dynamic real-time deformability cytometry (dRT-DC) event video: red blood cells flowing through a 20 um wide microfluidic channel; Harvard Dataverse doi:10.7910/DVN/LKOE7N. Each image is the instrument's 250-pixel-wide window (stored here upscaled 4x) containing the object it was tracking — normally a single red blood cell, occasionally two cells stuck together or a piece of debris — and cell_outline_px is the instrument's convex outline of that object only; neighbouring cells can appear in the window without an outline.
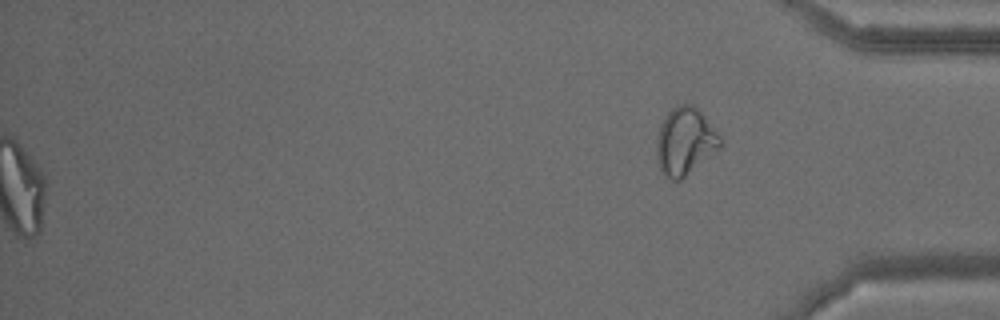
{"species": "common noctule bat (a hibernating species)", "species_latin": "Nyctalus noctula", "temperature_condition": "warm", "stored_images_in_passage": 66, "segment_of_instrument_passage": [2, 2], "camera_frame_rate_fps": 3000, "um_per_image_px": 0.085, "animal": {"sex": "male", "body_mass_g": 15.6}, "frame": {"image": 1, "passage_image": 66, "time_ms": 21.667, "image_size_px": [1000, 320], "cell_outline_px": [[724, 144], [716, 152], [680, 180], [672, 180], [660, 168], [656, 160], [656, 136], [660, 124], [668, 112], [676, 104], [692, 104], [704, 116], [720, 136]], "centroid_in_image_um": [58.22, 12.0], "position_along_channel_um": 377.0, "area_um2": 24.97}}